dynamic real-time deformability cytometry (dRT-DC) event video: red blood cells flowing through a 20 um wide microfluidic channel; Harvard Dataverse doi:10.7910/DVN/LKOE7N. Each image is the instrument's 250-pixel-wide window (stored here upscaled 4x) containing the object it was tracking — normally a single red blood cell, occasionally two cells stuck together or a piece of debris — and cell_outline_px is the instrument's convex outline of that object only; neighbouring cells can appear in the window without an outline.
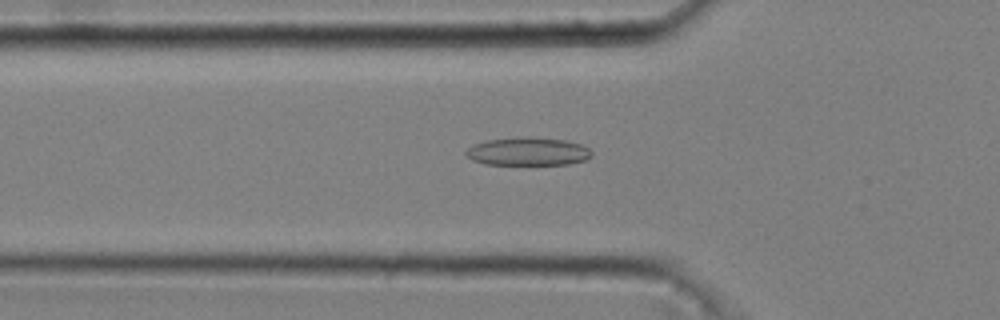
{"species": "common noctule bat (a hibernating species)", "species_latin": "Nyctalus noctula", "temperature_condition": "cold", "stored_images_in_passage": 44, "camera_frame_rate_fps": 3000, "um_per_image_px": 0.085, "animal": {"sex": "male", "body_mass_g": 20.4}, "frame": {"image": 1, "passage_image": 11, "time_ms": 3.333, "image_size_px": [1000, 320], "cell_outline_px": [[592, 156], [584, 160], [568, 164], [484, 164], [472, 160], [464, 152], [472, 144], [488, 140], [528, 136], [564, 140], [580, 144], [588, 148], [592, 152]], "centroid_in_image_um": [44.86, 12.87], "position_along_channel_um": 80.9, "area_um2": 20.52}}
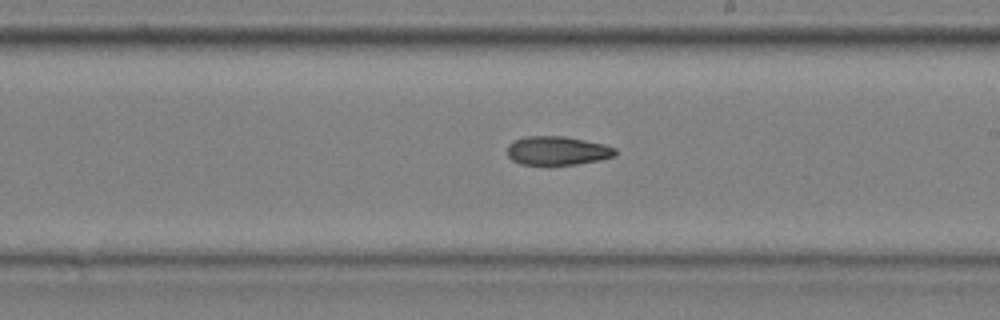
{"frame": {"image": 2, "passage_image": 24, "time_ms": 7.667, "image_size_px": [1000, 320], "cell_outline_px": [[616, 156], [600, 160], [576, 164], [520, 164], [512, 160], [508, 156], [508, 144], [512, 140], [524, 136], [564, 136], [604, 144], [616, 148]], "centroid_in_image_um": [47.37, 12.8], "position_along_channel_um": 241.6, "area_um2": 18.15}}
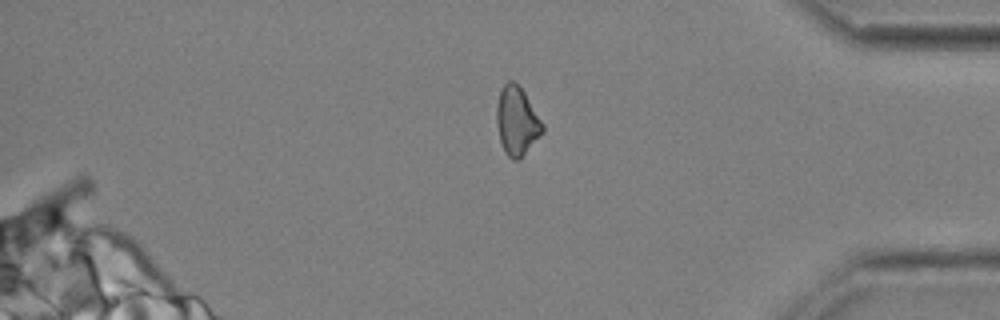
{"frame": {"image": 3, "passage_image": 38, "time_ms": 12.333, "image_size_px": [1000, 320], "cell_outline_px": [[544, 132], [516, 160], [512, 160], [504, 152], [500, 140], [496, 120], [496, 108], [500, 88], [508, 80], [512, 80], [524, 92], [544, 124]], "centroid_in_image_um": [43.92, 10.26], "position_along_channel_um": 391.3, "area_um2": 18.09}, "authors_computed_cell_mechanics": {"area_um2": 18.5249, "velocity_mm_per_s": 3.697, "shape_relaxation_time_tau1_ms": 4.9392, "shape_relaxation_time_tau2_ms": null, "deformation_change_tau1": 0.1265, "deformation_change_tau2": null}}